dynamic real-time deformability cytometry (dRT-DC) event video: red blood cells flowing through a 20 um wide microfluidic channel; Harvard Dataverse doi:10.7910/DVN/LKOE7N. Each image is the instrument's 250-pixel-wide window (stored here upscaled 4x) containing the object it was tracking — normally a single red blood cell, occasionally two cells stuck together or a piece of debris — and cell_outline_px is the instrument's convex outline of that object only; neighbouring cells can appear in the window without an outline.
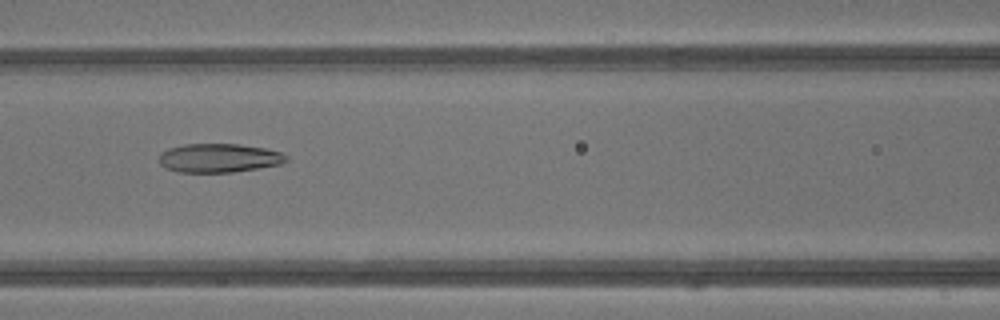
{"species": "common noctule bat (a hibernating species)", "species_latin": "Nyctalus noctula", "temperature_condition": "warm", "stored_images_in_passage": 42, "camera_frame_rate_fps": 3000, "um_per_image_px": 0.085, "animal": {"sex": "male", "body_mass_g": 13.3}, "frame": {"image": 1, "passage_image": 19, "time_ms": 6.0, "image_size_px": [1000, 320], "cell_outline_px": [[288, 160], [280, 164], [232, 172], [180, 172], [164, 168], [160, 164], [160, 152], [168, 148], [184, 144], [240, 144], [264, 148], [280, 152], [288, 156]], "centroid_in_image_um": [18.59, 13.42], "position_along_channel_um": 148.0, "area_um2": 21.33}}
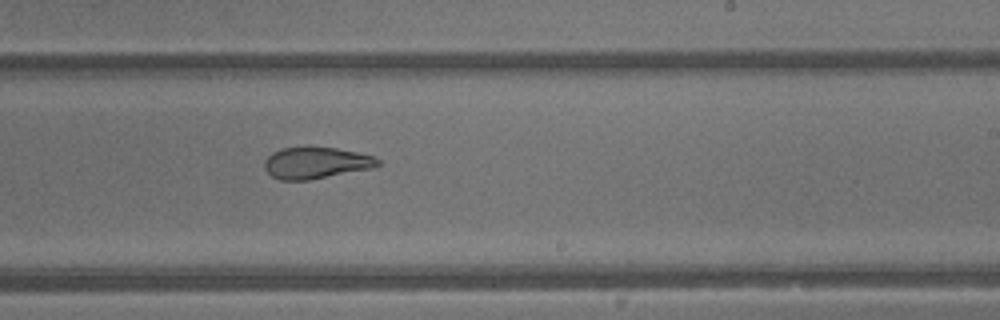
{"frame": {"image": 2, "passage_image": 26, "time_ms": 8.333, "image_size_px": [1000, 320], "cell_outline_px": [[380, 164], [372, 168], [308, 180], [280, 180], [272, 176], [264, 168], [264, 160], [272, 152], [280, 148], [304, 144], [336, 148], [376, 156], [380, 160]], "centroid_in_image_um": [26.82, 13.8], "position_along_channel_um": 262.2, "area_um2": 21.44}}
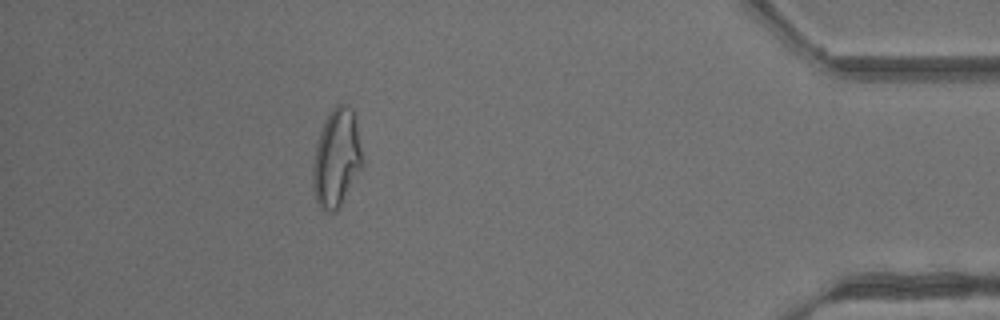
{"frame": {"image": 3, "passage_image": 38, "time_ms": 12.333, "image_size_px": [1000, 320], "cell_outline_px": [[360, 168], [336, 212], [324, 212], [320, 208], [316, 200], [312, 188], [312, 168], [316, 144], [320, 132], [332, 108], [336, 104], [348, 104], [352, 108], [356, 120], [360, 148]], "centroid_in_image_um": [28.55, 13.44], "position_along_channel_um": 406.6, "area_um2": 27.69}, "authors_computed_cell_mechanics": {"area_um2": 26.5302, "velocity_mm_per_s": 4.9143, "shape_relaxation_time_tau1_ms": null, "shape_relaxation_time_tau2_ms": 1.7975, "deformation_change_tau1": null, "deformation_change_tau2": 0.1031}}